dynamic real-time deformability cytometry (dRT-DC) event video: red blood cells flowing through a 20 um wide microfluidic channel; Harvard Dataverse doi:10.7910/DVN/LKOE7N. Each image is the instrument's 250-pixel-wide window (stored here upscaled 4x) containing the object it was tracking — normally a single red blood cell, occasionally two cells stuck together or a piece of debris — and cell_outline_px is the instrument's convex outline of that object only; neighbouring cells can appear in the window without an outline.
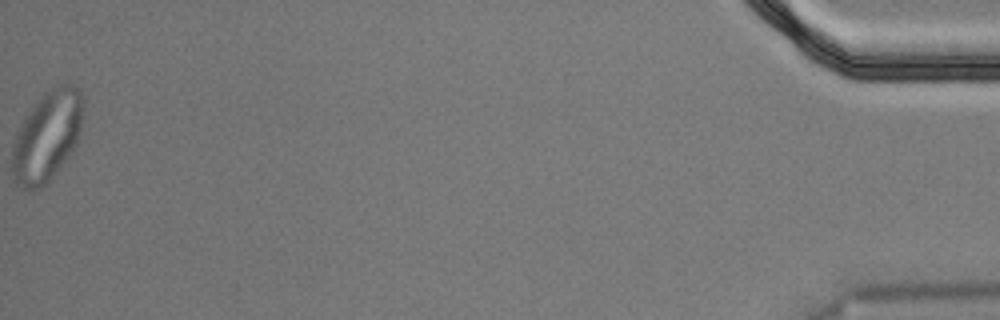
{"species": "Egyptian fruit bat (a non-hibernating species)", "species_latin": "Rousettus aegyptiacus", "temperature_condition": "cold", "stored_images_in_passage": 57, "segment_of_instrument_passage": [2, 2], "camera_frame_rate_fps": 3000, "um_per_image_px": 0.085, "animal": {"sex": "male"}, "frame": {"image": 1, "passage_image": 57, "time_ms": 18.667, "image_size_px": [1000, 320], "cell_outline_px": [[84, 104], [80, 132], [76, 144], [68, 156], [48, 184], [40, 188], [20, 188], [12, 180], [12, 144], [16, 132], [24, 116], [40, 96], [44, 92], [60, 84], [72, 84], [80, 92], [84, 100]], "centroid_in_image_um": [3.98, 11.58], "position_along_channel_um": 431.2, "area_um2": 37.74}}